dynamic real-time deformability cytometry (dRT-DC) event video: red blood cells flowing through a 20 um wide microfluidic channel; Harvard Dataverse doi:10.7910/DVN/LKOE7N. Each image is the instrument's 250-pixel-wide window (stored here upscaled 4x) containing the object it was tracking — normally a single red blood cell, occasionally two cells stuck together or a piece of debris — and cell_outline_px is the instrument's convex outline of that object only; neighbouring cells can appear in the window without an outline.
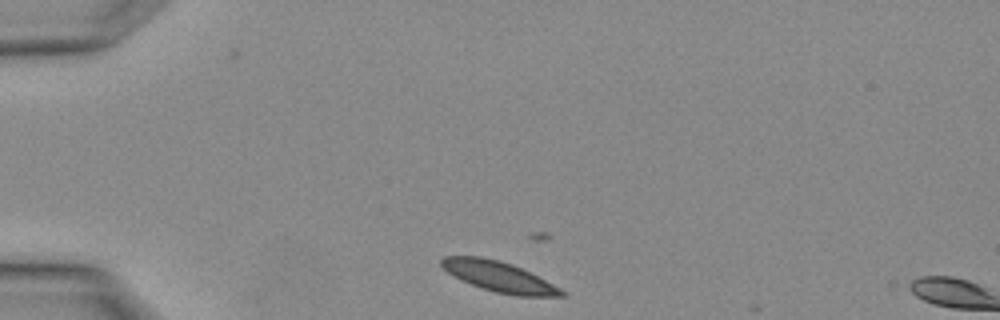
{"species": "Egyptian fruit bat (a non-hibernating species)", "species_latin": "Rousettus aegyptiacus", "temperature_condition": "warm", "stored_images_in_passage": 2, "camera_frame_rate_fps": 3000, "um_per_image_px": 0.085, "animal": {"sex": "female"}, "frame": {"image": 1, "passage_image": 1, "time_ms": 0.0, "image_size_px": [1000, 320], "cell_outline_px": [[564, 296], [516, 296], [496, 292], [480, 288], [460, 280], [448, 272], [440, 264], [440, 260], [444, 256], [480, 256], [500, 260], [512, 264], [560, 288], [564, 292]], "centroid_in_image_um": [42.35, 23.51], "position_along_channel_um": 42.6, "area_um2": 20.98}}